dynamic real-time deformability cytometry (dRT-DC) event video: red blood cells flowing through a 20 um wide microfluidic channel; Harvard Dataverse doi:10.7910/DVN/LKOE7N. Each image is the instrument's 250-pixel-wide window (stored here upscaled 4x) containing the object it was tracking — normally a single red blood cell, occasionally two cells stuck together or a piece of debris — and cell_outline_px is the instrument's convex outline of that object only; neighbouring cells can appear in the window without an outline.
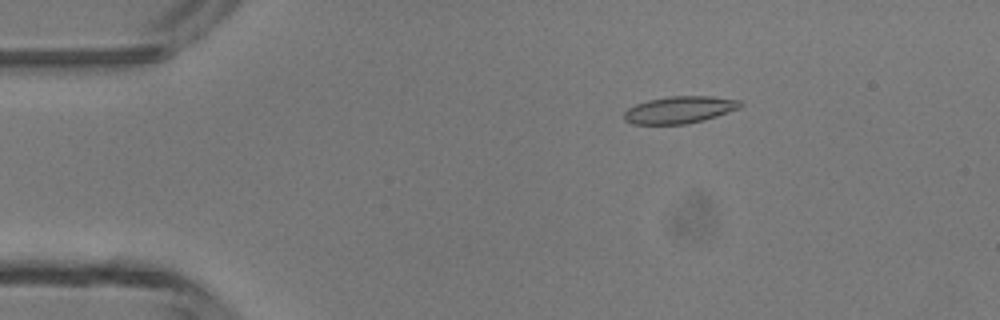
{"species": "common noctule bat (a hibernating species)", "species_latin": "Nyctalus noctula", "temperature_condition": "room temperature", "stored_images_in_passage": 47, "camera_frame_rate_fps": 3000, "um_per_image_px": 0.085, "animal": {"sex": "male", "body_mass_g": 13.3}, "frame": {"image": 1, "passage_image": 8, "time_ms": 2.333, "image_size_px": [1000, 320], "cell_outline_px": [[744, 104], [740, 108], [704, 120], [688, 124], [632, 124], [624, 120], [624, 112], [628, 108], [636, 104], [648, 100], [668, 96], [712, 96], [740, 100]], "centroid_in_image_um": [57.77, 9.33], "position_along_channel_um": 27.2, "area_um2": 18.44}}
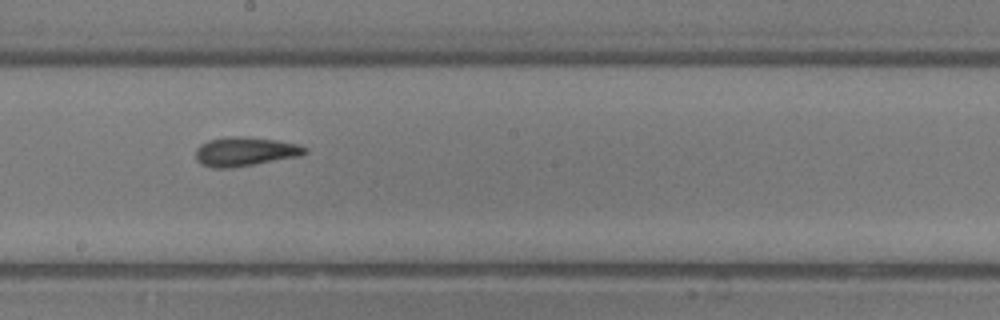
{"frame": {"image": 2, "passage_image": 26, "time_ms": 8.333, "image_size_px": [1000, 320], "cell_outline_px": [[308, 152], [300, 156], [232, 168], [212, 168], [200, 164], [196, 160], [196, 148], [200, 144], [208, 140], [232, 136], [240, 136], [276, 140], [296, 144], [308, 148]], "centroid_in_image_um": [20.8, 12.89], "position_along_channel_um": 227.4, "area_um2": 18.55}}
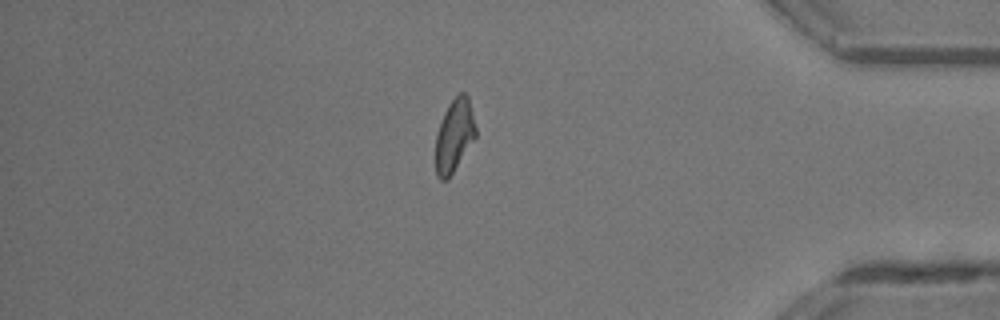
{"frame": {"image": 3, "passage_image": 40, "time_ms": 13.0, "image_size_px": [1000, 320], "cell_outline_px": [[476, 136], [448, 180], [440, 180], [436, 176], [436, 136], [444, 112], [448, 104], [460, 92], [464, 92], [468, 96], [476, 128]], "centroid_in_image_um": [38.61, 11.53], "position_along_channel_um": 396.6, "area_um2": 16.88}, "authors_computed_cell_mechanics": {"area_um2": 17.6868, "velocity_mm_per_s": 4.3709, "shape_relaxation_time_tau1_ms": 10.9079, "shape_relaxation_time_tau2_ms": 4.4139, "deformation_change_tau1": 0.3149, "deformation_change_tau2": 0.1122}}